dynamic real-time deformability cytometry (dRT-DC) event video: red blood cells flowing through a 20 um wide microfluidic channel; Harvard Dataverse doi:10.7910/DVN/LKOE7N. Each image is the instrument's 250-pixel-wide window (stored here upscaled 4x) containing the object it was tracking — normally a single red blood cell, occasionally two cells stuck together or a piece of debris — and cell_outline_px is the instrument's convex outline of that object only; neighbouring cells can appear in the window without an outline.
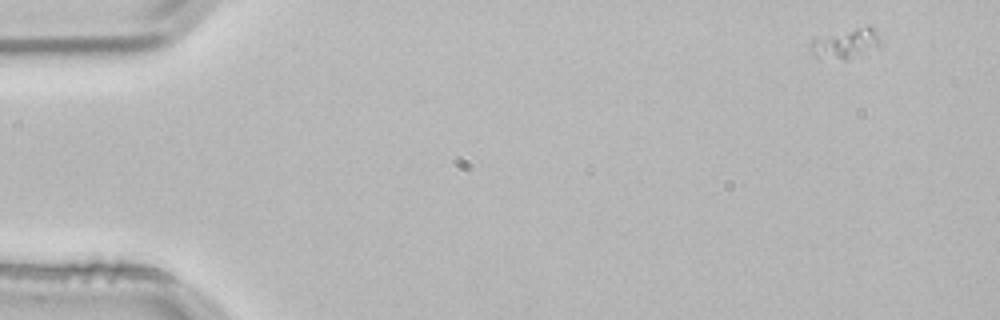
{"species": "common noctule bat (a hibernating species)", "species_latin": "Nyctalus noctula", "temperature_condition": "room temperature", "stored_images_in_passage": 3, "camera_frame_rate_fps": 3000, "um_per_image_px": 0.085, "animal": {"sex": "male", "body_mass_g": 21.5, "forearm_length_mm": 52.0}, "frame": {"image": 1, "passage_image": 1, "time_ms": 0.0, "image_size_px": [1000, 320], "cell_outline_px": [[880, 44], [876, 48], [848, 60], [844, 60], [812, 56], [808, 44], [812, 40], [868, 24], [872, 24], [876, 28], [880, 36]], "centroid_in_image_um": [71.94, 3.69], "position_along_channel_um": 13.1, "area_um2": 12.31}}
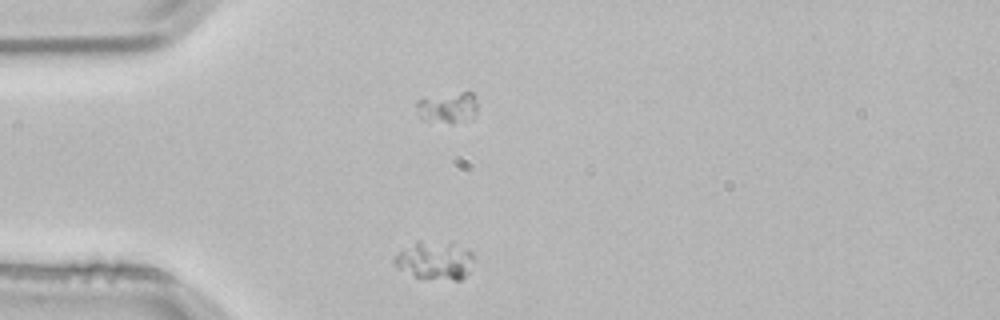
{"frame": {"image": 2, "passage_image": 3, "time_ms": 0.667, "image_size_px": [1000, 320], "cell_outline_px": [[472, 260], [468, 272], [460, 280], [452, 280], [416, 276], [396, 268], [392, 264], [392, 260], [404, 248], [416, 240], [420, 240], [452, 244], [468, 248], [472, 252]], "centroid_in_image_um": [36.92, 22.12], "position_along_channel_um": 48.1, "area_um2": 17.4}}